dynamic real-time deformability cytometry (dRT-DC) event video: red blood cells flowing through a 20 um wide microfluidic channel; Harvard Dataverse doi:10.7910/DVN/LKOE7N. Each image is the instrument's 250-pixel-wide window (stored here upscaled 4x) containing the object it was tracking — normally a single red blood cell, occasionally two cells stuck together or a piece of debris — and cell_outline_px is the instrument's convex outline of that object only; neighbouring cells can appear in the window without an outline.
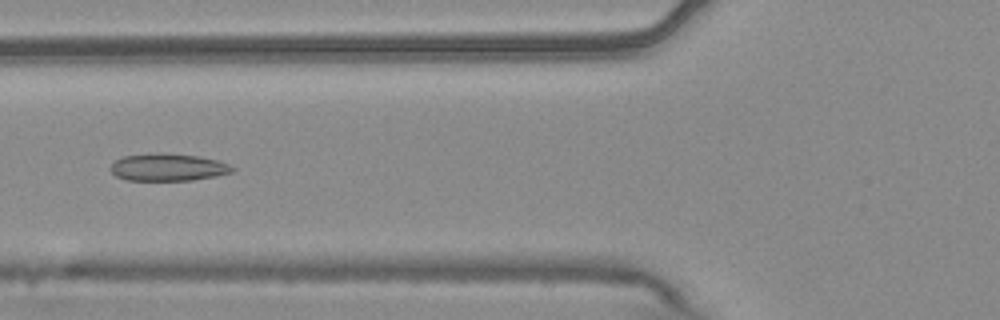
{"species": "common noctule bat (a hibernating species)", "species_latin": "Nyctalus noctula", "temperature_condition": "warm", "stored_images_in_passage": 38, "camera_frame_rate_fps": 3000, "um_per_image_px": 0.085, "animal": {"sex": "male", "body_mass_g": 20.4}, "frame": {"image": 1, "passage_image": 4, "time_ms": 1.0, "image_size_px": [1000, 320], "cell_outline_px": [[236, 168], [232, 172], [216, 176], [192, 180], [128, 180], [116, 176], [108, 168], [116, 160], [124, 156], [156, 152], [160, 152], [200, 156], [216, 160], [228, 164]], "centroid_in_image_um": [14.27, 14.21], "position_along_channel_um": 111.5, "area_um2": 19.48}}
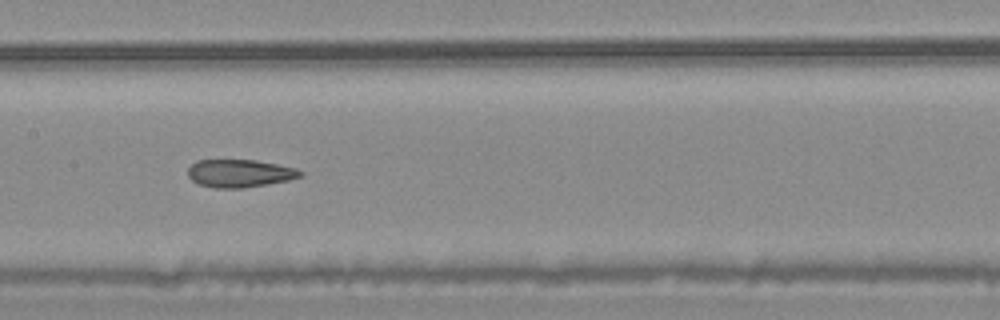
{"frame": {"image": 2, "passage_image": 10, "time_ms": 3.0, "image_size_px": [1000, 320], "cell_outline_px": [[304, 176], [288, 180], [268, 184], [240, 188], [216, 188], [200, 184], [192, 180], [188, 176], [188, 168], [196, 160], [256, 160], [296, 168], [304, 172]], "centroid_in_image_um": [20.4, 14.73], "position_along_channel_um": 187.0, "area_um2": 18.21}}
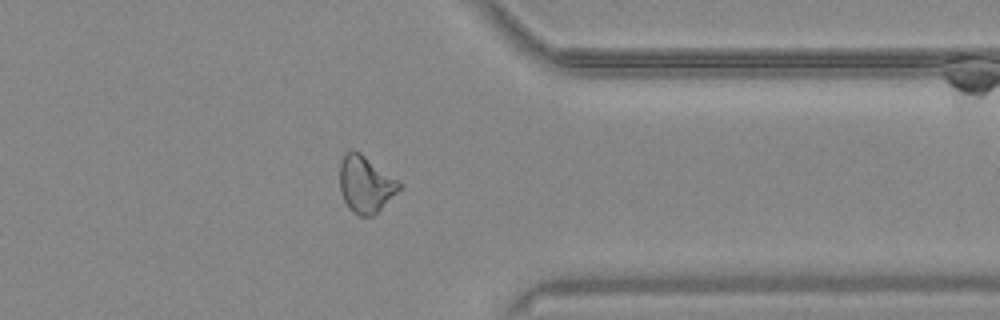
{"frame": {"image": 3, "passage_image": 26, "time_ms": 8.333, "image_size_px": [1000, 320], "cell_outline_px": [[404, 184], [372, 216], [356, 216], [348, 208], [344, 200], [340, 188], [340, 164], [344, 156], [352, 148], [360, 152]], "centroid_in_image_um": [31.06, 15.65], "position_along_channel_um": 380.3, "area_um2": 19.48}}